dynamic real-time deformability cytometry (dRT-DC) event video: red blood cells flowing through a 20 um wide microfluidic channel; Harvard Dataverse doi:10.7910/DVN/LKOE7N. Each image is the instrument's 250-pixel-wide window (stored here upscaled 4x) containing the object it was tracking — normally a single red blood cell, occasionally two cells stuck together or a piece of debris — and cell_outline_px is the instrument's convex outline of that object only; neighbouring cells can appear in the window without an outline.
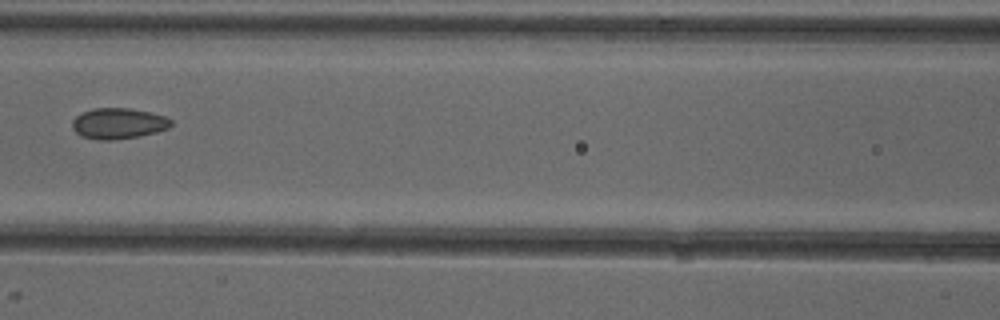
{"species": "common noctule bat (a hibernating species)", "species_latin": "Nyctalus noctula", "temperature_condition": "cold", "stored_images_in_passage": 4, "camera_frame_rate_fps": 3000, "um_per_image_px": 0.085, "animal": {"sex": "female"}, "frame": {"image": 1, "passage_image": 3, "time_ms": 2.333, "image_size_px": [1000, 320], "cell_outline_px": [[172, 124], [168, 128], [156, 132], [140, 136], [112, 140], [100, 140], [80, 136], [72, 128], [72, 120], [80, 112], [92, 108], [128, 108], [152, 112], [164, 116], [172, 120]], "centroid_in_image_um": [10.04, 10.49], "position_along_channel_um": 156.6, "area_um2": 17.92}}
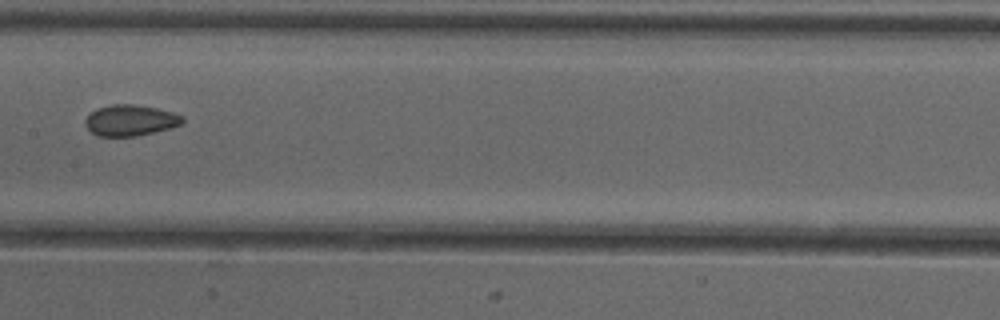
{"frame": {"image": 2, "passage_image": 4, "time_ms": 3.333, "image_size_px": [1000, 320], "cell_outline_px": [[184, 120], [180, 124], [172, 128], [136, 136], [96, 136], [88, 128], [84, 120], [96, 108], [112, 104], [136, 104], [156, 108], [172, 112], [184, 116]], "centroid_in_image_um": [11.09, 10.22], "position_along_channel_um": 196.3, "area_um2": 17.57}}